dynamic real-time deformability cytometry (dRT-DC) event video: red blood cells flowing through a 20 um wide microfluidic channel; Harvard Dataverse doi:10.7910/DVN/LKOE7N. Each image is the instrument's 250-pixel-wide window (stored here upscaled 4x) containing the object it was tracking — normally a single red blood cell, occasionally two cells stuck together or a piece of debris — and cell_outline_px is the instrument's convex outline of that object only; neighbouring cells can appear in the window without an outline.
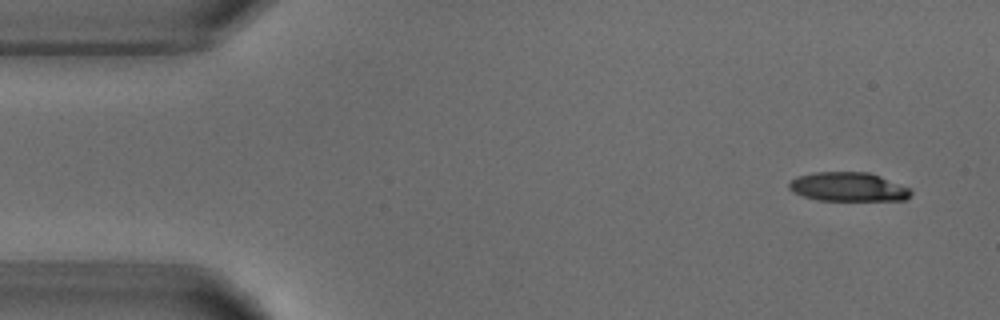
{"species": "common noctule bat (a hibernating species)", "species_latin": "Nyctalus noctula", "temperature_condition": "warm", "stored_images_in_passage": 4, "camera_frame_rate_fps": 3000, "um_per_image_px": 0.085, "animal": {"sex": "male", "body_mass_g": 18.8}, "frame": {"image": 1, "passage_image": 1, "time_ms": 0.0, "image_size_px": [1000, 320], "cell_outline_px": [[912, 192], [904, 200], [820, 200], [804, 196], [788, 188], [788, 184], [796, 176], [816, 172], [868, 172], [880, 176], [908, 188]], "centroid_in_image_um": [72.07, 15.87], "position_along_channel_um": 12.9, "area_um2": 20.23}}
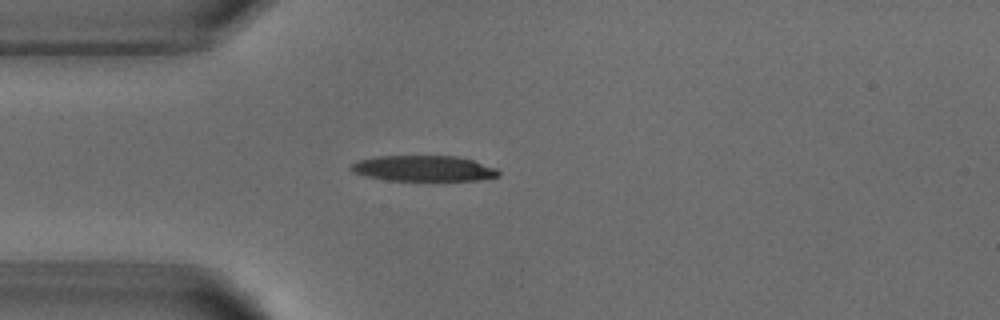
{"frame": {"image": 2, "passage_image": 4, "time_ms": 3.333, "image_size_px": [1000, 320], "cell_outline_px": [[500, 176], [480, 180], [384, 180], [352, 172], [348, 168], [356, 160], [376, 156], [456, 156], [472, 160], [496, 168], [500, 172]], "centroid_in_image_um": [35.98, 14.31], "position_along_channel_um": 49.0, "area_um2": 22.08}}